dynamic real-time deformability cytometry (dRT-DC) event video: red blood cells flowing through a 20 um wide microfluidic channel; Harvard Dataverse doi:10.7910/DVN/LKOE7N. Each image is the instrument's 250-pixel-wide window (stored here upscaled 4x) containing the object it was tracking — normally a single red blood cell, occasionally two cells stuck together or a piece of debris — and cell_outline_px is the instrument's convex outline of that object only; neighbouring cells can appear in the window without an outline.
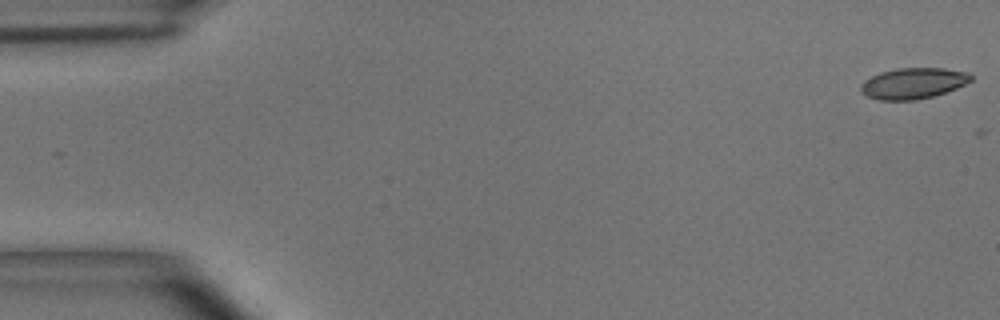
{"species": "common noctule bat (a hibernating species)", "species_latin": "Nyctalus noctula", "temperature_condition": "room temperature", "stored_images_in_passage": 2, "camera_frame_rate_fps": 3000, "um_per_image_px": 0.085, "animal": {"sex": "male", "body_mass_g": 15.6}, "frame": {"image": 1, "passage_image": 1, "time_ms": 0.0, "image_size_px": [1000, 320], "cell_outline_px": [[972, 80], [956, 88], [932, 96], [916, 100], [880, 100], [868, 96], [860, 88], [860, 84], [864, 80], [880, 72], [900, 68], [944, 68], [968, 72], [972, 76]], "centroid_in_image_um": [77.62, 7.07], "position_along_channel_um": 7.4, "area_um2": 19.65}}